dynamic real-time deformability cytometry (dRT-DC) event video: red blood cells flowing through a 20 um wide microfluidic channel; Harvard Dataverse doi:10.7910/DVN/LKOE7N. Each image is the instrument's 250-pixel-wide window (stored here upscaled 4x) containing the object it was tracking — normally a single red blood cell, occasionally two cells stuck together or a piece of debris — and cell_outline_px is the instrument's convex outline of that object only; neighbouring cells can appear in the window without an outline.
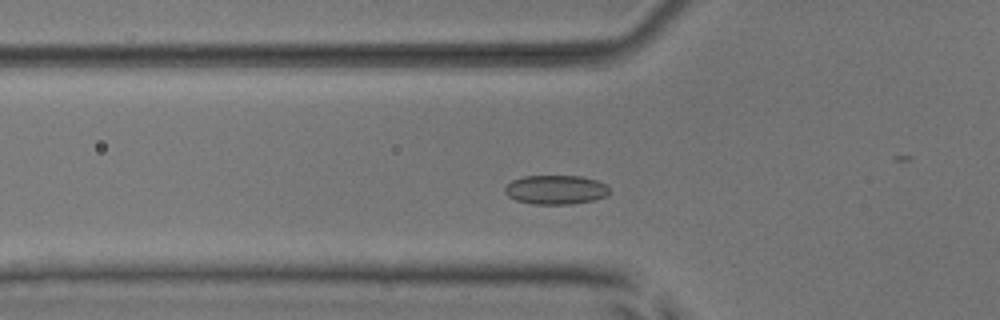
{"species": "common noctule bat (a hibernating species)", "species_latin": "Nyctalus noctula", "temperature_condition": "room temperature", "stored_images_in_passage": 38, "camera_frame_rate_fps": 3000, "um_per_image_px": 0.085, "animal": {"sex": "male", "body_mass_g": 17.9, "forearm_length_mm": 54.2}, "frame": {"image": 1, "passage_image": 3, "time_ms": 0.667, "image_size_px": [1000, 320], "cell_outline_px": [[608, 196], [592, 200], [568, 204], [532, 204], [516, 200], [508, 196], [504, 192], [504, 188], [512, 180], [524, 176], [580, 176], [596, 180], [604, 184], [608, 188]], "centroid_in_image_um": [47.21, 16.12], "position_along_channel_um": 78.6, "area_um2": 17.63}}
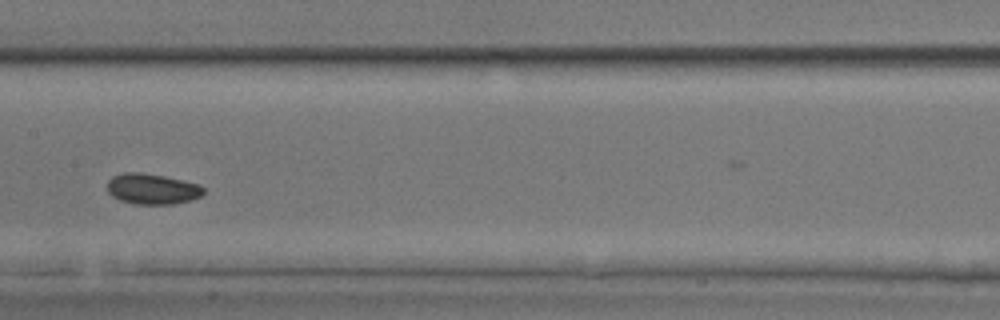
{"frame": {"image": 2, "passage_image": 12, "time_ms": 3.667, "image_size_px": [1000, 320], "cell_outline_px": [[204, 192], [200, 196], [188, 200], [172, 204], [132, 204], [120, 200], [112, 196], [108, 192], [108, 180], [112, 176], [124, 172], [140, 172], [164, 176], [200, 184], [204, 188]], "centroid_in_image_um": [12.91, 16.05], "position_along_channel_um": 194.5, "area_um2": 17.17}}
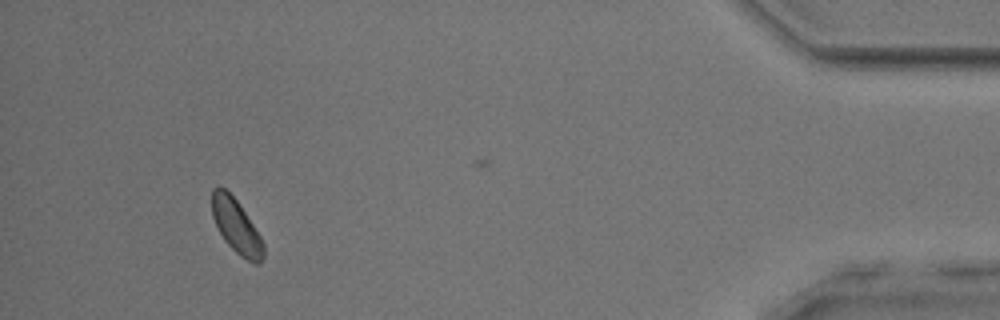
{"frame": {"image": 3, "passage_image": 34, "time_ms": 11.0, "image_size_px": [1000, 320], "cell_outline_px": [[264, 256], [260, 264], [256, 264], [240, 256], [224, 240], [212, 216], [212, 188], [224, 188], [236, 200], [260, 236], [264, 244]], "centroid_in_image_um": [20.09, 19.27], "position_along_channel_um": 415.1, "area_um2": 15.78}}